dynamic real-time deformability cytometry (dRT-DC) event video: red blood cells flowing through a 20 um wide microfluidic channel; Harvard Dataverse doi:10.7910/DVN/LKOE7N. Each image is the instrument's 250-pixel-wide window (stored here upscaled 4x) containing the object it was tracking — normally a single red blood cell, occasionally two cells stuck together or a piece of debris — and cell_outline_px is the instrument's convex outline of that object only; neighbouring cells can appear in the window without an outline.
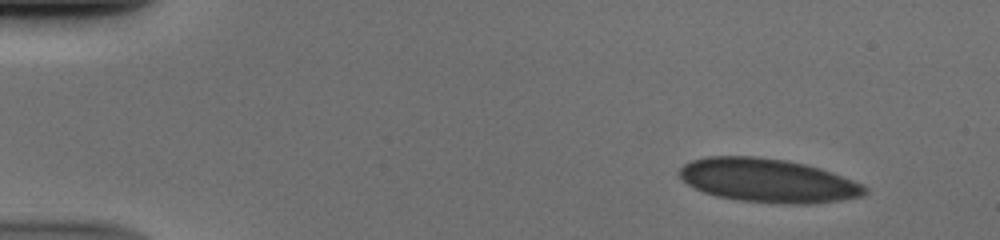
{"species": "human", "species_latin": "Homo sapiens", "temperature_condition": "cold", "stored_images_in_passage": 18, "camera_frame_rate_fps": 3000, "um_per_image_px": 0.085, "donor": {"sex": "male"}, "frame": {"image": 1, "passage_image": 1, "time_ms": 0.0, "image_size_px": [1000, 240], "cell_outline_px": [[868, 192], [864, 196], [840, 200], [812, 204], [784, 204], [736, 200], [716, 196], [704, 192], [688, 184], [680, 176], [680, 168], [684, 164], [692, 160], [708, 156], [752, 156], [784, 160], [804, 164], [820, 168], [832, 172], [864, 184], [868, 188]], "centroid_in_image_um": [65.32, 15.35], "position_along_channel_um": 19.7, "area_um2": 47.28}}
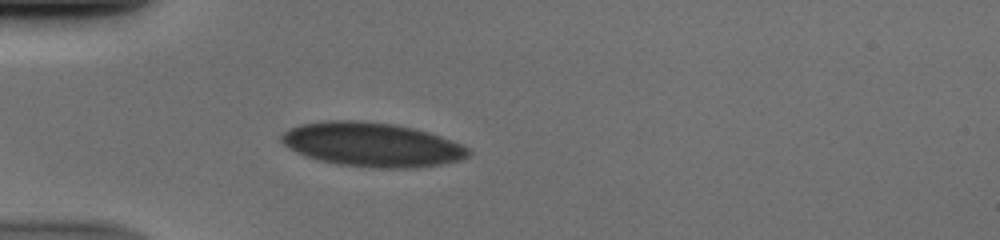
{"frame": {"image": 2, "passage_image": 11, "time_ms": 3.333, "image_size_px": [1000, 240], "cell_outline_px": [[472, 152], [468, 156], [460, 160], [440, 164], [416, 168], [384, 168], [336, 164], [320, 160], [296, 152], [284, 144], [280, 140], [280, 136], [284, 132], [300, 124], [324, 120], [356, 120], [392, 124], [412, 128], [428, 132], [440, 136], [460, 144], [468, 148]], "centroid_in_image_um": [31.61, 12.29], "position_along_channel_um": 53.4, "area_um2": 47.74}}
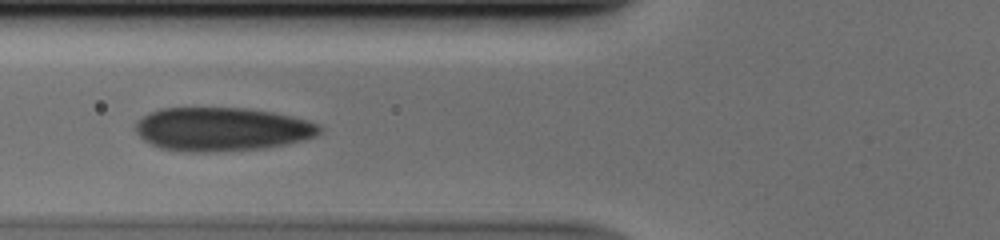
{"frame": {"image": 3, "passage_image": 16, "time_ms": 5.0, "image_size_px": [1000, 240], "cell_outline_px": [[324, 128], [316, 136], [304, 140], [288, 144], [264, 148], [208, 152], [192, 152], [160, 148], [144, 140], [136, 132], [136, 120], [148, 112], [160, 108], [244, 108], [272, 112], [292, 116], [308, 120], [320, 124]], "centroid_in_image_um": [18.88, 10.98], "position_along_channel_um": 106.9, "area_um2": 47.05}}